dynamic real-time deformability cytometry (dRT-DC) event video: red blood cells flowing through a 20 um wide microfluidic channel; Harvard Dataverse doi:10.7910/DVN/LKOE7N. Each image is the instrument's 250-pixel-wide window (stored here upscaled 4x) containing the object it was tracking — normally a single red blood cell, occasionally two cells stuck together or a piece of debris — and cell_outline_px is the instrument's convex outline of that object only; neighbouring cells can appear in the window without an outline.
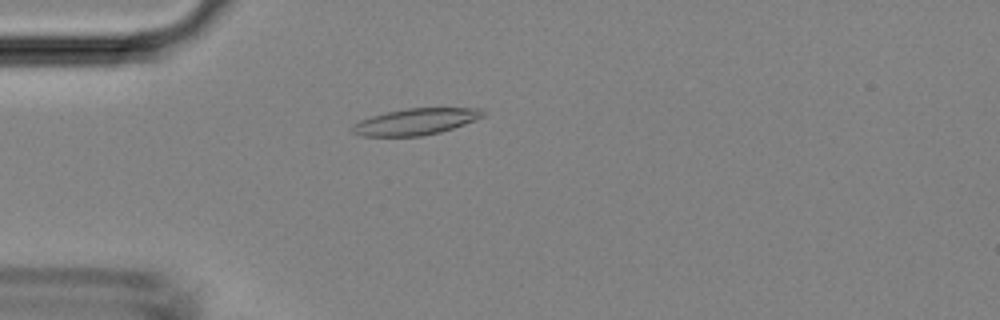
{"species": "Egyptian fruit bat (a non-hibernating species)", "species_latin": "Rousettus aegyptiacus", "temperature_condition": "room temperature", "stored_images_in_passage": 47, "camera_frame_rate_fps": 3000, "um_per_image_px": 0.085, "animal": {"sex": "female"}, "frame": {"image": 1, "passage_image": 13, "time_ms": 4.0, "image_size_px": [1000, 320], "cell_outline_px": [[484, 116], [476, 120], [440, 132], [420, 136], [360, 136], [352, 132], [352, 124], [360, 120], [372, 116], [388, 112], [408, 108], [480, 108], [484, 112]], "centroid_in_image_um": [35.32, 10.34], "position_along_channel_um": 49.7, "area_um2": 19.94}}
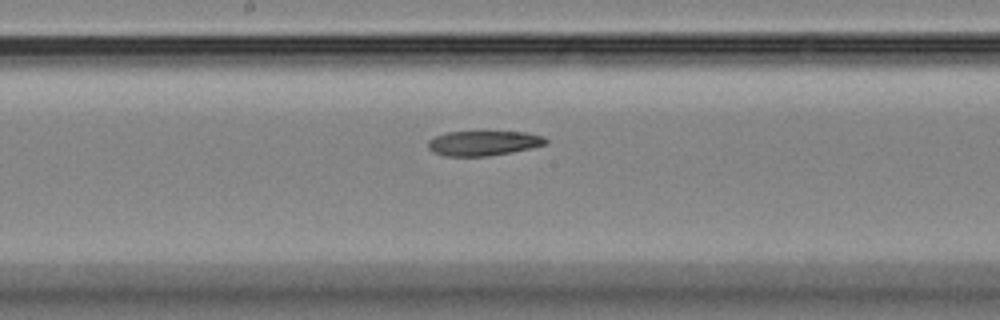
{"frame": {"image": 2, "passage_image": 25, "time_ms": 8.0, "image_size_px": [1000, 320], "cell_outline_px": [[548, 144], [532, 148], [512, 152], [488, 156], [444, 156], [432, 152], [428, 148], [428, 140], [444, 132], [528, 132], [544, 136], [548, 140]], "centroid_in_image_um": [41.11, 12.17], "position_along_channel_um": 207.1, "area_um2": 17.22}}
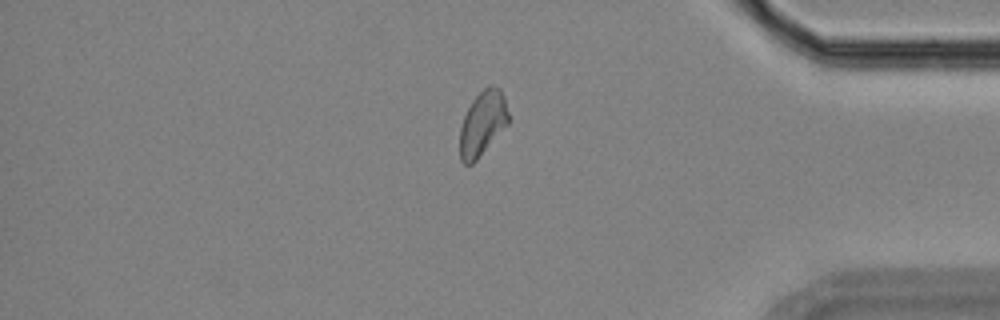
{"frame": {"image": 3, "passage_image": 40, "time_ms": 13.0, "image_size_px": [1000, 320], "cell_outline_px": [[508, 124], [476, 160], [472, 164], [464, 164], [460, 160], [460, 128], [464, 116], [472, 100], [488, 84], [500, 88], [504, 96], [508, 112]], "centroid_in_image_um": [41.01, 10.47], "position_along_channel_um": 394.2, "area_um2": 18.15}}